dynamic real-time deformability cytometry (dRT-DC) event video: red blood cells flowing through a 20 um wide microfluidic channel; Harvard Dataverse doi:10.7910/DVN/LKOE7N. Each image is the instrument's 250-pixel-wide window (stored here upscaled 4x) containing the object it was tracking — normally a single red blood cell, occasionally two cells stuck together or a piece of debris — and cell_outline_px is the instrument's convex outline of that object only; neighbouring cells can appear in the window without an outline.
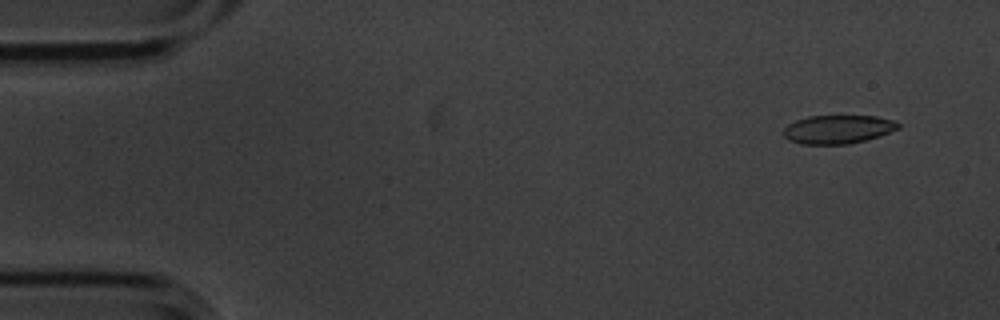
{"species": "common noctule bat (a hibernating species)", "species_latin": "Nyctalus noctula", "temperature_condition": "cold", "stored_images_in_passage": 30, "camera_frame_rate_fps": 3000, "um_per_image_px": 0.085, "animal": {"sex": "male", "body_mass_g": 20.1, "forearm_length_mm": 53.5}, "frame": {"image": 1, "passage_image": 1, "time_ms": 0.0, "image_size_px": [1000, 320], "cell_outline_px": [[900, 128], [864, 140], [848, 144], [800, 144], [788, 140], [784, 136], [784, 128], [788, 124], [796, 120], [808, 116], [876, 116], [896, 120], [900, 124]], "centroid_in_image_um": [71.21, 10.98], "position_along_channel_um": 13.8, "area_um2": 19.02}}
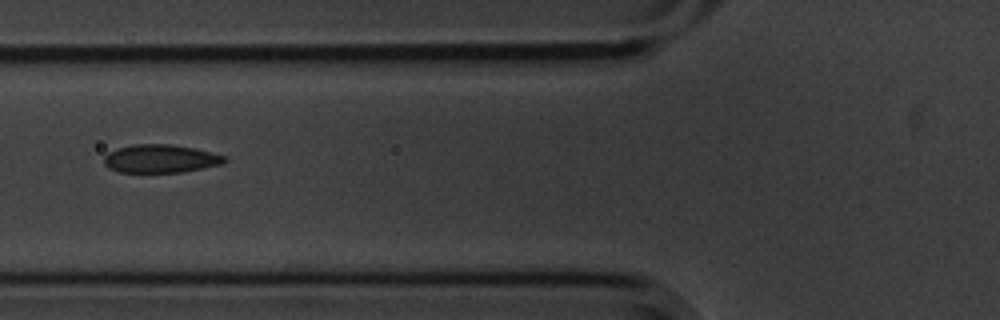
{"frame": {"image": 2, "passage_image": 18, "time_ms": 5.667, "image_size_px": [1000, 320], "cell_outline_px": [[228, 160], [220, 164], [180, 172], [120, 172], [108, 168], [104, 164], [104, 156], [108, 152], [116, 148], [132, 144], [172, 144], [196, 148], [212, 152], [224, 156]], "centroid_in_image_um": [13.6, 13.47], "position_along_channel_um": 112.2, "area_um2": 19.83}}
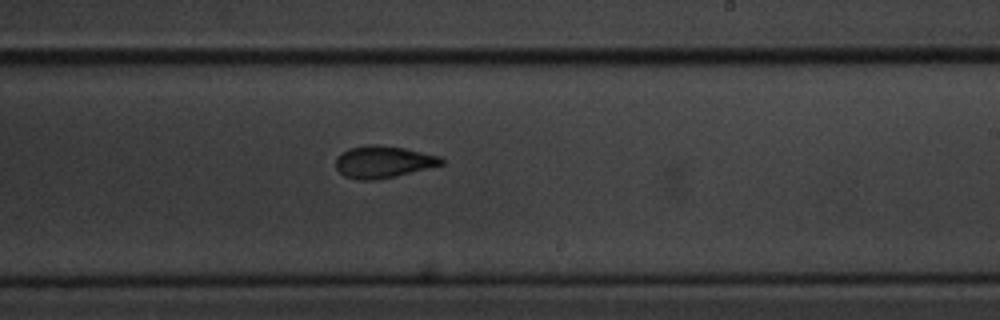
{"frame": {"image": 3, "passage_image": 30, "time_ms": 9.667, "image_size_px": [1000, 320], "cell_outline_px": [[444, 164], [396, 176], [376, 180], [356, 180], [344, 176], [336, 168], [336, 156], [348, 148], [364, 144], [380, 144], [404, 148], [440, 156], [444, 160]], "centroid_in_image_um": [32.54, 13.75], "position_along_channel_um": 256.5, "area_um2": 19.94}}